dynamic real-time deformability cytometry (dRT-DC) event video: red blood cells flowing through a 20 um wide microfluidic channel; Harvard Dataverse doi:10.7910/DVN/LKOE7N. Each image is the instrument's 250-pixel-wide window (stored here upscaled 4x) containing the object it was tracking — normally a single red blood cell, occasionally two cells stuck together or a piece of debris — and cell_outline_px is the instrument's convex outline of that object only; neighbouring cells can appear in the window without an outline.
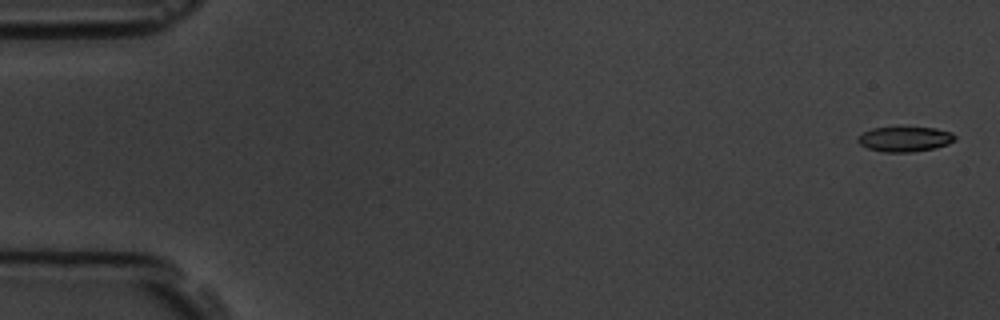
{"species": "common noctule bat (a hibernating species)", "species_latin": "Nyctalus noctula", "temperature_condition": "room temperature", "stored_images_in_passage": 4, "camera_frame_rate_fps": 3000, "um_per_image_px": 0.085, "animal": {"sex": "male", "body_mass_g": 19.5, "forearm_length_mm": 54.6}, "frame": {"image": 1, "passage_image": 1, "time_ms": 0.0, "image_size_px": [1000, 320], "cell_outline_px": [[956, 140], [948, 144], [936, 148], [912, 152], [884, 152], [868, 148], [860, 144], [856, 140], [864, 132], [872, 128], [936, 128], [952, 132], [956, 136]], "centroid_in_image_um": [76.96, 11.83], "position_along_channel_um": 8.0, "area_um2": 14.05}}